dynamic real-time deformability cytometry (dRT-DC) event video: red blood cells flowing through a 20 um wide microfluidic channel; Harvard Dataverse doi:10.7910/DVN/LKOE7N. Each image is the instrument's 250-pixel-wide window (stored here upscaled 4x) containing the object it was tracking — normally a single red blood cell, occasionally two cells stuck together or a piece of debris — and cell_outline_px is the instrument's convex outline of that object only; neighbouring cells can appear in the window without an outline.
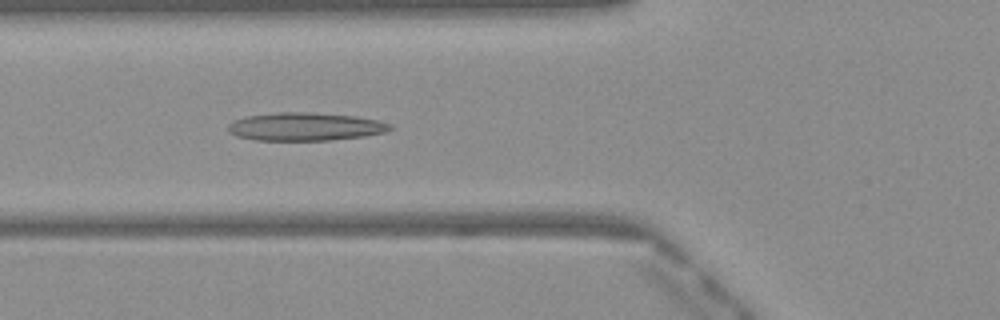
{"species": "Egyptian fruit bat (a non-hibernating species)", "species_latin": "Rousettus aegyptiacus", "temperature_condition": "warm", "stored_images_in_passage": 49, "camera_frame_rate_fps": 3000, "um_per_image_px": 0.085, "frame": {"image": 1, "passage_image": 18, "time_ms": 5.667, "image_size_px": [1000, 320], "cell_outline_px": [[396, 128], [384, 132], [364, 136], [328, 140], [256, 140], [236, 136], [228, 132], [228, 124], [236, 120], [248, 116], [280, 112], [304, 112], [356, 116], [376, 120], [392, 124]], "centroid_in_image_um": [25.96, 10.77], "position_along_channel_um": 99.8, "area_um2": 26.36}}
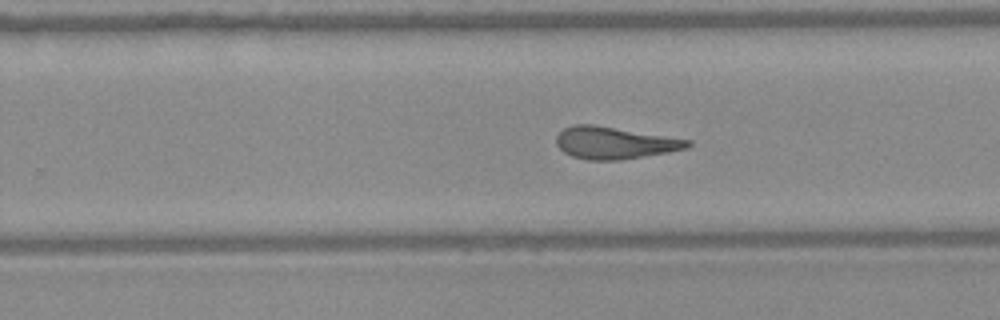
{"frame": {"image": 2, "passage_image": 31, "time_ms": 10.0, "image_size_px": [1000, 320], "cell_outline_px": [[692, 144], [688, 148], [668, 152], [620, 160], [588, 160], [572, 156], [564, 152], [556, 144], [556, 136], [564, 128], [572, 124], [592, 124], [692, 140]], "centroid_in_image_um": [52.23, 12.14], "position_along_channel_um": 277.6, "area_um2": 24.51}}
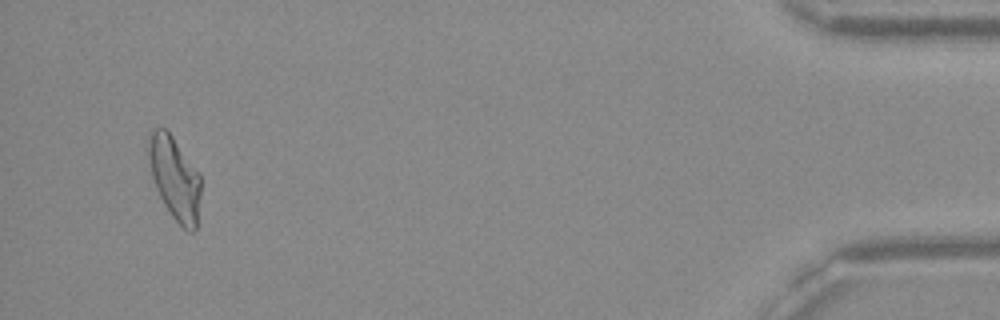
{"frame": {"image": 3, "passage_image": 47, "time_ms": 15.333, "image_size_px": [1000, 320], "cell_outline_px": [[200, 196], [196, 228], [192, 232], [188, 232], [172, 216], [164, 204], [156, 188], [152, 176], [148, 156], [148, 136], [156, 128], [164, 128], [172, 136], [200, 172]], "centroid_in_image_um": [14.86, 15.14], "position_along_channel_um": 420.3, "area_um2": 25.09}, "authors_computed_cell_mechanics": {"area_um2": 25.4898, "velocity_mm_per_s": 4.0855, "shape_relaxation_time_tau1_ms": null, "shape_relaxation_time_tau2_ms": 2.7159, "deformation_change_tau1": null, "deformation_change_tau2": 0.1349}}